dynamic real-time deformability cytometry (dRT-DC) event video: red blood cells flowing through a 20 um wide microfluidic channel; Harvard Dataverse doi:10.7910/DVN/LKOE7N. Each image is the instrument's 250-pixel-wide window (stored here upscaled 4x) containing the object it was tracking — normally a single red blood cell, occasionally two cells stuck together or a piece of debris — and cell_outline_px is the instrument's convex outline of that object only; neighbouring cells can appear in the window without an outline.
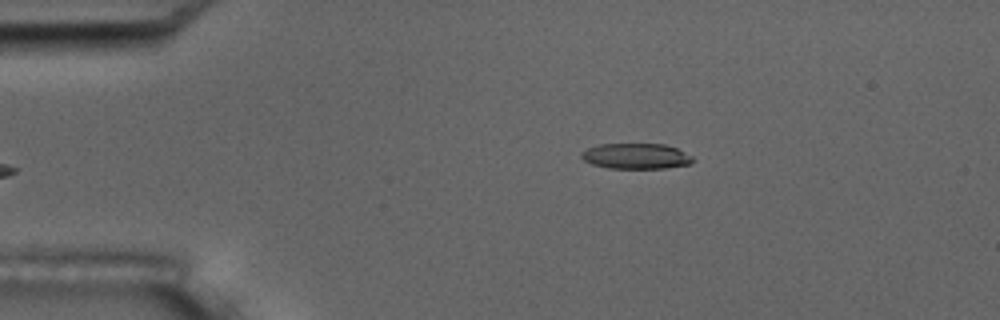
{"species": "common noctule bat (a hibernating species)", "species_latin": "Nyctalus noctula", "temperature_condition": "room temperature", "stored_images_in_passage": 6, "camera_frame_rate_fps": 3000, "um_per_image_px": 0.085, "animal": {"sex": "male", "body_mass_g": 17.5, "forearm_length_mm": 52.3}, "frame": {"image": 1, "passage_image": 6, "time_ms": 6.333, "image_size_px": [1000, 320], "cell_outline_px": [[696, 160], [688, 164], [664, 168], [608, 168], [592, 164], [584, 160], [580, 156], [580, 152], [588, 148], [600, 144], [664, 144], [676, 148], [692, 156]], "centroid_in_image_um": [54.05, 13.27], "position_along_channel_um": 31.0, "area_um2": 16.53}}